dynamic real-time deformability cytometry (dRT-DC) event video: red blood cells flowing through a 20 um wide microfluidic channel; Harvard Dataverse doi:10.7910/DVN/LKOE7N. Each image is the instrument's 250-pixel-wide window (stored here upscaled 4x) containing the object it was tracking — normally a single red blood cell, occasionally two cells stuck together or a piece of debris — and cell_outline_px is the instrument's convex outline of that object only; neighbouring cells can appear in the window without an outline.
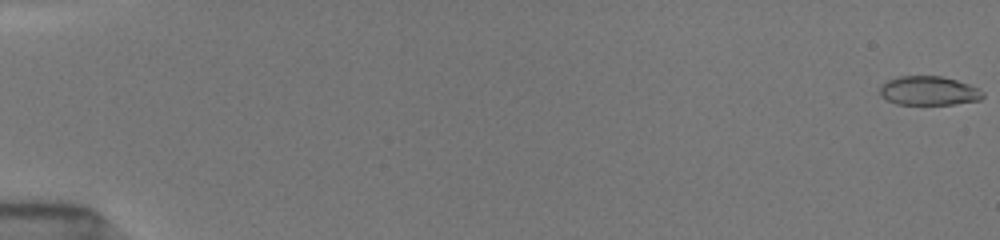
{"species": "common noctule bat (a hibernating species)", "species_latin": "Nyctalus noctula", "temperature_condition": "room temperature", "stored_images_in_passage": 26, "camera_frame_rate_fps": 3000, "um_per_image_px": 0.085, "animal": {"sex": "female", "body_mass_g": 19.5, "forearm_length_mm": 54.1}, "frame": {"image": 1, "passage_image": 1, "time_ms": 0.0, "image_size_px": [1000, 240], "cell_outline_px": [[984, 96], [980, 100], [952, 104], [896, 104], [888, 100], [880, 92], [880, 84], [888, 80], [900, 76], [940, 76], [956, 80], [968, 84], [984, 92]], "centroid_in_image_um": [78.94, 7.71], "position_along_channel_um": 6.1, "area_um2": 17.22}}
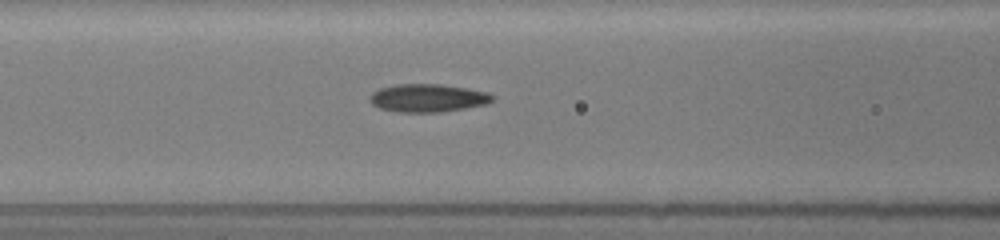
{"frame": {"image": 2, "passage_image": 16, "time_ms": 7.667, "image_size_px": [1000, 240], "cell_outline_px": [[492, 100], [488, 104], [440, 112], [396, 112], [380, 108], [372, 104], [368, 100], [368, 96], [372, 92], [380, 88], [396, 84], [440, 84], [468, 88], [488, 92], [492, 96]], "centroid_in_image_um": [36.32, 8.33], "position_along_channel_um": 130.3, "area_um2": 20.11}}
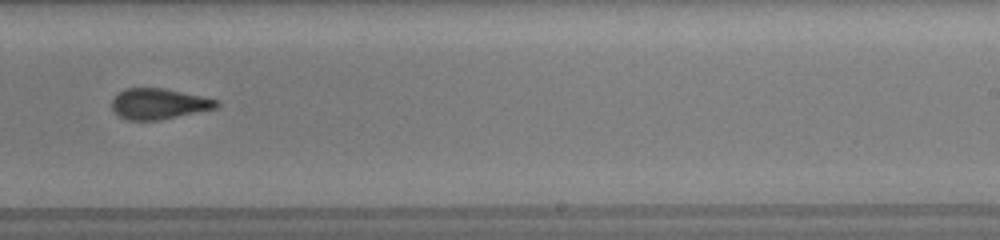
{"frame": {"image": 3, "passage_image": 24, "time_ms": 11.333, "image_size_px": [1000, 240], "cell_outline_px": [[220, 104], [216, 108], [156, 120], [128, 120], [120, 116], [112, 108], [112, 100], [124, 88], [164, 88], [220, 100]], "centroid_in_image_um": [13.51, 8.81], "position_along_channel_um": 275.5, "area_um2": 18.44}}